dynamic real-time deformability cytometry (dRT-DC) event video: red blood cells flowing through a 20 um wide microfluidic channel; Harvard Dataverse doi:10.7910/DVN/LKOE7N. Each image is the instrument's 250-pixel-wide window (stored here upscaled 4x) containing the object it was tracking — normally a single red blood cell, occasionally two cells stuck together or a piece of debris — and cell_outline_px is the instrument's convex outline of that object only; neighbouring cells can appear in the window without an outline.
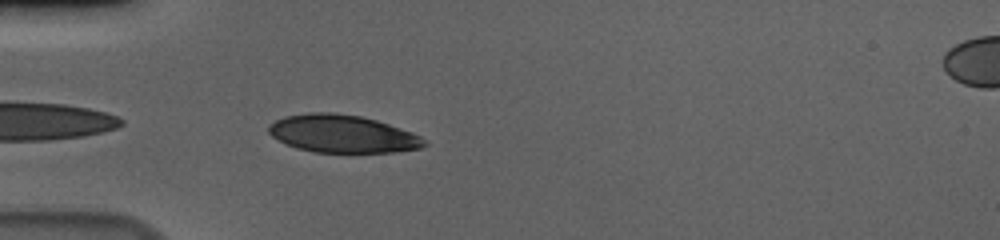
{"species": "human", "species_latin": "Homo sapiens", "temperature_condition": "cold", "stored_images_in_passage": 41, "camera_frame_rate_fps": 3000, "um_per_image_px": 0.085, "donor": {"sex": "male"}, "frame": {"image": 1, "passage_image": 2, "time_ms": 0.333, "image_size_px": [1000, 240], "cell_outline_px": [[428, 144], [420, 148], [396, 152], [312, 152], [296, 148], [284, 144], [272, 136], [268, 132], [268, 124], [284, 116], [308, 112], [332, 112], [360, 116], [376, 120], [412, 132], [428, 140]], "centroid_in_image_um": [29.09, 11.37], "position_along_channel_um": 55.9, "area_um2": 34.45}}
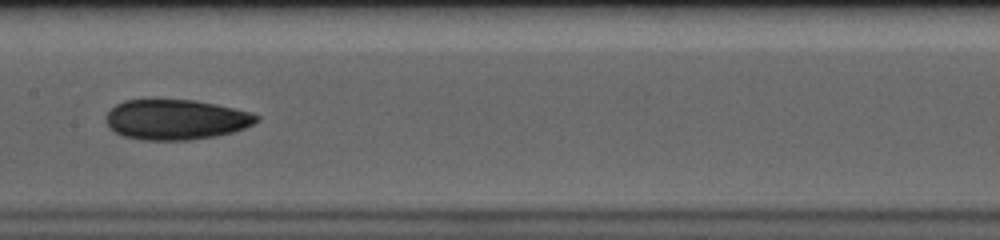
{"frame": {"image": 2, "passage_image": 14, "time_ms": 4.333, "image_size_px": [1000, 240], "cell_outline_px": [[260, 120], [244, 128], [232, 132], [216, 136], [188, 140], [144, 140], [124, 136], [108, 128], [104, 120], [104, 116], [116, 104], [124, 100], [196, 100], [216, 104], [252, 112], [260, 116]], "centroid_in_image_um": [14.95, 10.16], "position_along_channel_um": 192.5, "area_um2": 35.43}}
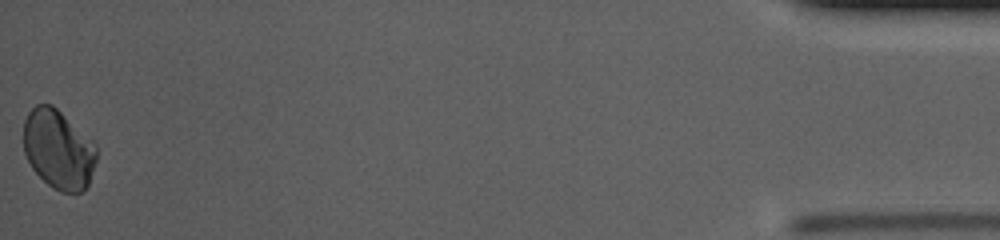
{"frame": {"image": 3, "passage_image": 41, "time_ms": 13.333, "image_size_px": [1000, 240], "cell_outline_px": [[96, 160], [88, 184], [80, 192], [60, 192], [52, 188], [32, 168], [24, 152], [24, 120], [28, 112], [36, 104], [52, 104], [92, 140], [96, 144]], "centroid_in_image_um": [4.95, 12.68], "position_along_channel_um": 430.2, "area_um2": 33.52}, "authors_computed_cell_mechanics": {"area_um2": 34.6222, "velocity_mm_per_s": 3.6545, "shape_relaxation_time_tau1_ms": null, "shape_relaxation_time_tau2_ms": 3.3884, "deformation_change_tau1": null, "deformation_change_tau2": 0.0466}}